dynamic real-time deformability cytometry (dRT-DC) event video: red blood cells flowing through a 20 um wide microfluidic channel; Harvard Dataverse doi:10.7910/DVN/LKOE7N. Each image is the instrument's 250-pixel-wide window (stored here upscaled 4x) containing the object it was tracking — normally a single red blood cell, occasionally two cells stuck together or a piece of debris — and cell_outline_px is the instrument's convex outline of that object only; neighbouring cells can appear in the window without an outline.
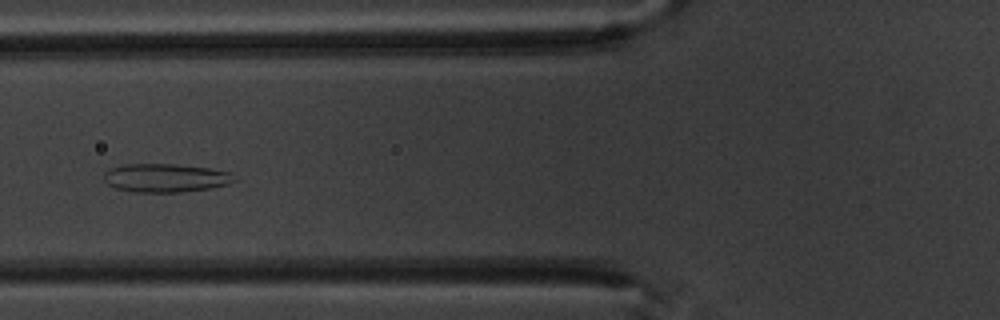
{"species": "common noctule bat (a hibernating species)", "species_latin": "Nyctalus noctula", "temperature_condition": "warm", "stored_images_in_passage": 9, "camera_frame_rate_fps": 3000, "um_per_image_px": 0.085, "animal": {"sex": "male", "body_mass_g": 20.1, "forearm_length_mm": 53.5}, "frame": {"image": 1, "passage_image": 6, "time_ms": 5.667, "image_size_px": [1000, 320], "cell_outline_px": [[236, 180], [228, 184], [212, 188], [180, 192], [136, 192], [116, 188], [108, 184], [104, 180], [104, 172], [112, 168], [124, 164], [176, 164], [212, 168], [232, 172]], "centroid_in_image_um": [14.11, 15.11], "position_along_channel_um": 111.7, "area_um2": 21.79}}
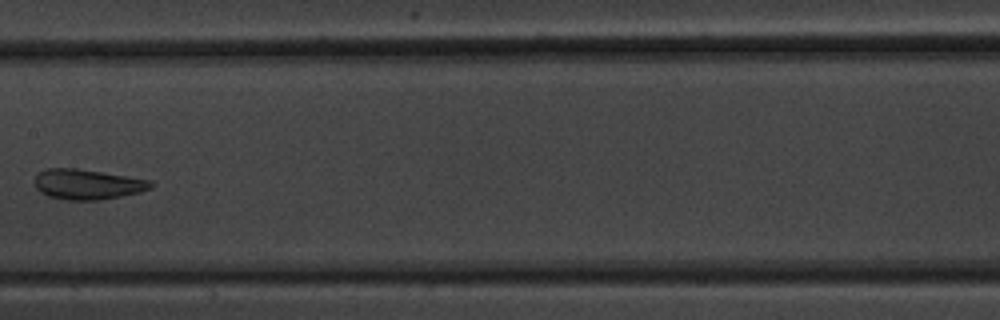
{"frame": {"image": 2, "passage_image": 8, "time_ms": 8.0, "image_size_px": [1000, 320], "cell_outline_px": [[156, 184], [152, 188], [140, 192], [100, 200], [68, 200], [48, 196], [40, 192], [36, 188], [36, 176], [44, 168], [76, 168], [152, 180]], "centroid_in_image_um": [7.47, 15.66], "position_along_channel_um": 199.9, "area_um2": 20.46}}
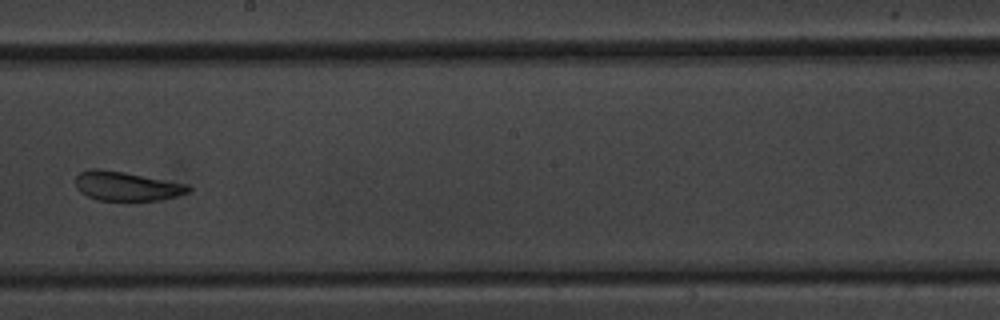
{"frame": {"image": 3, "passage_image": 9, "time_ms": 9.0, "image_size_px": [1000, 320], "cell_outline_px": [[192, 188], [188, 192], [176, 196], [160, 200], [128, 204], [96, 200], [80, 192], [76, 188], [76, 176], [80, 172], [88, 168], [100, 168], [124, 172], [188, 184]], "centroid_in_image_um": [10.74, 15.87], "position_along_channel_um": 237.5, "area_um2": 20.17}}